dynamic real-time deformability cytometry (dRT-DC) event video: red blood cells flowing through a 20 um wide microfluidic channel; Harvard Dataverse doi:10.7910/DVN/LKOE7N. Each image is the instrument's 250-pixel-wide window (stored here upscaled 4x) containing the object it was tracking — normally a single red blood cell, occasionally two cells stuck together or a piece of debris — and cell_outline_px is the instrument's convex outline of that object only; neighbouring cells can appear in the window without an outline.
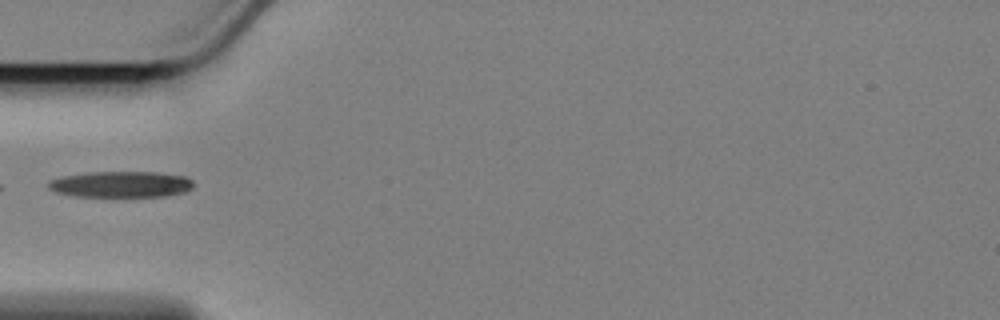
{"species": "Egyptian fruit bat (a non-hibernating species)", "species_latin": "Rousettus aegyptiacus", "temperature_condition": "cold", "stored_images_in_passage": 8, "camera_frame_rate_fps": 3000, "um_per_image_px": 0.085, "animal": {"sex": "female"}, "frame": {"image": 1, "passage_image": 1, "time_ms": 0.0, "image_size_px": [1000, 320], "cell_outline_px": [[192, 188], [184, 192], [164, 196], [76, 196], [56, 192], [48, 188], [48, 180], [64, 176], [88, 172], [156, 172], [184, 176], [192, 180]], "centroid_in_image_um": [10.26, 15.66], "position_along_channel_um": 74.7, "area_um2": 21.91}}
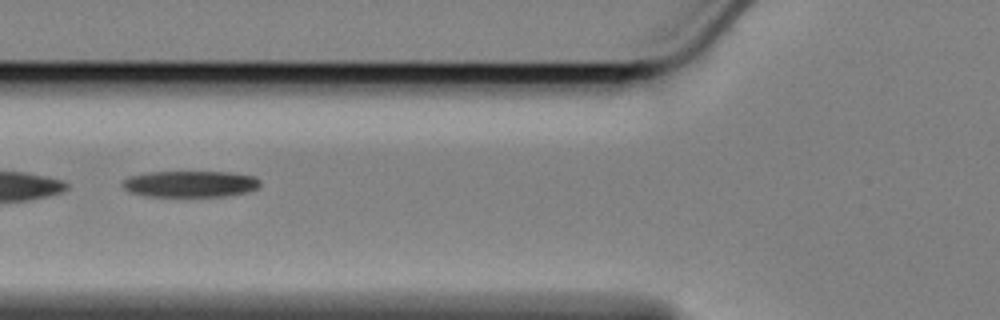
{"frame": {"image": 2, "passage_image": 4, "time_ms": 1.0, "image_size_px": [1000, 320], "cell_outline_px": [[260, 184], [256, 188], [244, 192], [224, 196], [148, 196], [132, 192], [124, 188], [124, 180], [132, 176], [148, 172], [228, 172], [256, 176], [260, 180]], "centroid_in_image_um": [16.21, 15.62], "position_along_channel_um": 109.6, "area_um2": 20.75}}